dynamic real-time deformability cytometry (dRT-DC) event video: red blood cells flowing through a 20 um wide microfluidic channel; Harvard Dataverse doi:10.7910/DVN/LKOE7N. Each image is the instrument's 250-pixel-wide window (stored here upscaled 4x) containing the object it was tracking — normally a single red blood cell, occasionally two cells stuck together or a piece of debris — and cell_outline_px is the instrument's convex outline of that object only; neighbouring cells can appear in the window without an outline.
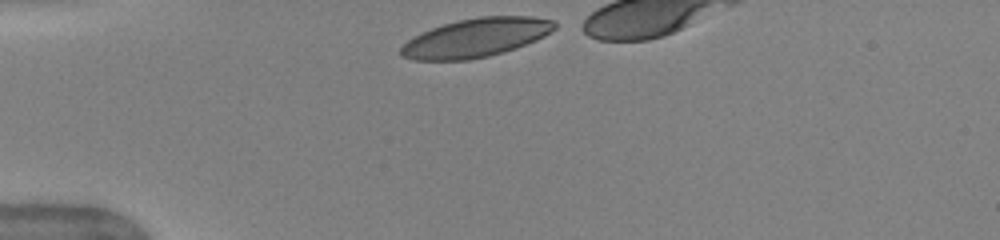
{"species": "human", "species_latin": "Homo sapiens", "temperature_condition": "warm", "stored_images_in_passage": 30, "camera_frame_rate_fps": 3000, "um_per_image_px": 0.085, "donor": {"sex": "female"}, "frame": {"image": 1, "passage_image": 1, "time_ms": 0.0, "image_size_px": [1000, 240], "cell_outline_px": [[556, 28], [544, 36], [536, 40], [516, 48], [488, 56], [468, 60], [412, 60], [400, 56], [400, 48], [408, 40], [432, 28], [456, 20], [480, 16], [532, 16], [556, 20]], "centroid_in_image_um": [40.48, 3.2], "position_along_channel_um": 44.5, "area_um2": 34.68}}